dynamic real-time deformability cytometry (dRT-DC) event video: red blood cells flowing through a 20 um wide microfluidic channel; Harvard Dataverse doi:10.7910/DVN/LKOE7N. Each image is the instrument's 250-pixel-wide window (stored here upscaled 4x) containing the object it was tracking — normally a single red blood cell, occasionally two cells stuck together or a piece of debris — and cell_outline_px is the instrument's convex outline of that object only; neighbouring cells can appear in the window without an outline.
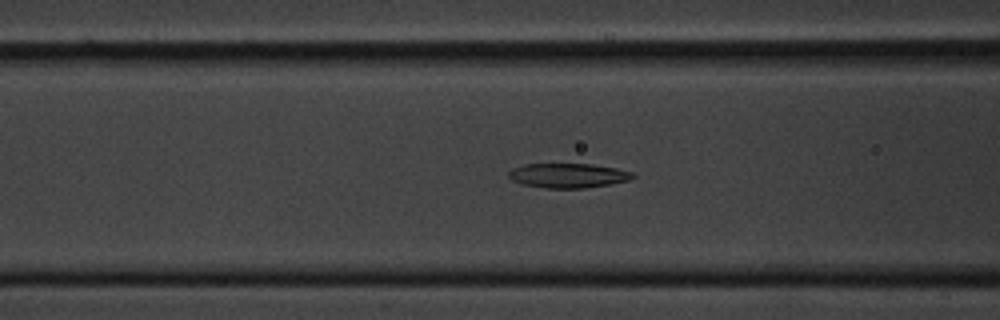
{"species": "common noctule bat (a hibernating species)", "species_latin": "Nyctalus noctula", "temperature_condition": "cold", "stored_images_in_passage": 56, "segment_of_instrument_passage": [1, 2], "camera_frame_rate_fps": 3000, "um_per_image_px": 0.085, "animal": {"sex": "male", "body_mass_g": 20.1, "forearm_length_mm": 53.5}, "frame": {"image": 1, "passage_image": 21, "time_ms": 6.667, "image_size_px": [1000, 320], "cell_outline_px": [[636, 176], [632, 180], [612, 184], [584, 188], [544, 188], [524, 184], [512, 180], [508, 176], [508, 172], [512, 168], [524, 164], [592, 164], [616, 168], [632, 172]], "centroid_in_image_um": [48.32, 14.92], "position_along_channel_um": 118.3, "area_um2": 17.86}}
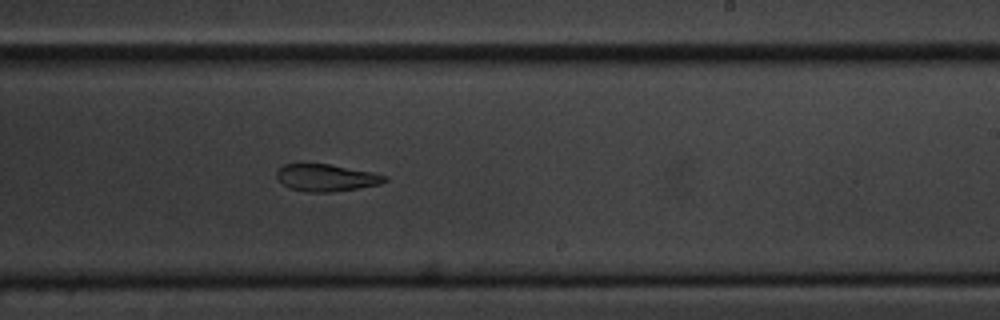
{"frame": {"image": 2, "passage_image": 33, "time_ms": 10.667, "image_size_px": [1000, 320], "cell_outline_px": [[388, 180], [380, 184], [332, 192], [304, 192], [288, 188], [276, 176], [276, 172], [284, 164], [328, 164], [372, 172], [388, 176]], "centroid_in_image_um": [27.73, 15.11], "position_along_channel_um": 261.3, "area_um2": 16.94}}
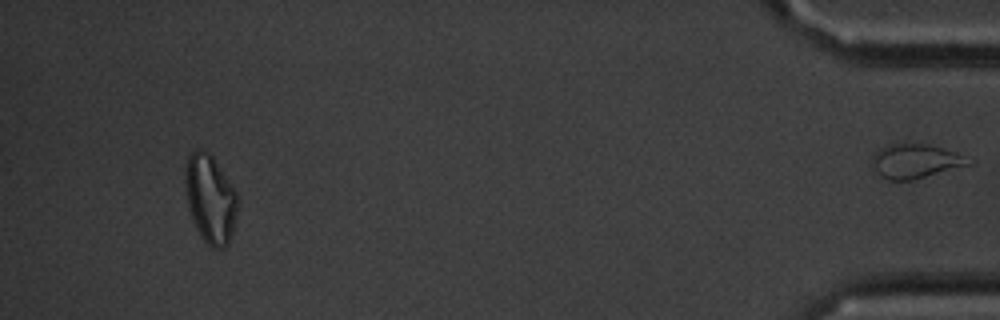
{"frame": {"image": 3, "passage_image": 52, "time_ms": 17.0, "image_size_px": [1000, 320], "cell_outline_px": [[240, 200], [232, 232], [228, 244], [224, 248], [212, 248], [204, 240], [192, 216], [188, 204], [184, 180], [184, 168], [188, 156], [196, 148], [200, 148], [208, 152], [212, 156], [236, 192]], "centroid_in_image_um": [17.88, 16.87], "position_along_channel_um": 417.3, "area_um2": 26.76}}